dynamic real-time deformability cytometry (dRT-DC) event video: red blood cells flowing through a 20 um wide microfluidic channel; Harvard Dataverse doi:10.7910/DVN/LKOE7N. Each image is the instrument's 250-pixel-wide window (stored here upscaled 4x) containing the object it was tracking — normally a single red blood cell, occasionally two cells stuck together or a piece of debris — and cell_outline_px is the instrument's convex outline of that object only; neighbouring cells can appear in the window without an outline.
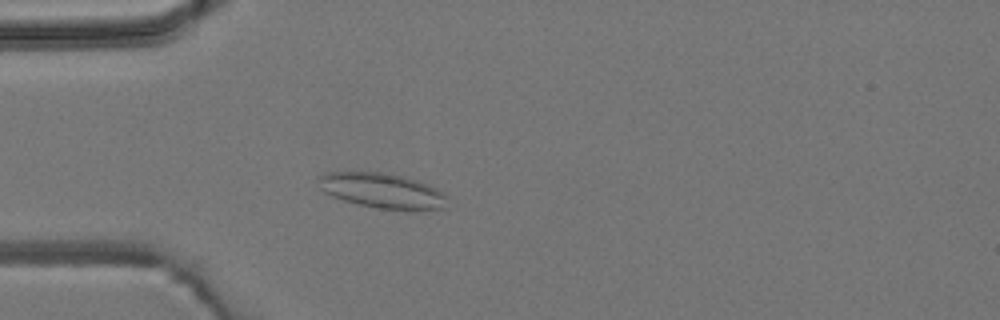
{"species": "common noctule bat (a hibernating species)", "species_latin": "Nyctalus noctula", "temperature_condition": "room temperature", "stored_images_in_passage": 5, "camera_frame_rate_fps": 3000, "um_per_image_px": 0.085, "animal": {"sex": "male", "body_mass_g": 19.2, "forearm_length_mm": 51.8}, "frame": {"image": 1, "passage_image": 5, "time_ms": 8.667, "image_size_px": [1000, 320], "cell_outline_px": [[448, 208], [376, 208], [344, 200], [332, 196], [324, 192], [320, 188], [316, 176], [328, 172], [380, 172], [404, 176], [428, 184], [444, 192], [448, 196]], "centroid_in_image_um": [32.47, 16.18], "position_along_channel_um": 52.5, "area_um2": 26.07}}